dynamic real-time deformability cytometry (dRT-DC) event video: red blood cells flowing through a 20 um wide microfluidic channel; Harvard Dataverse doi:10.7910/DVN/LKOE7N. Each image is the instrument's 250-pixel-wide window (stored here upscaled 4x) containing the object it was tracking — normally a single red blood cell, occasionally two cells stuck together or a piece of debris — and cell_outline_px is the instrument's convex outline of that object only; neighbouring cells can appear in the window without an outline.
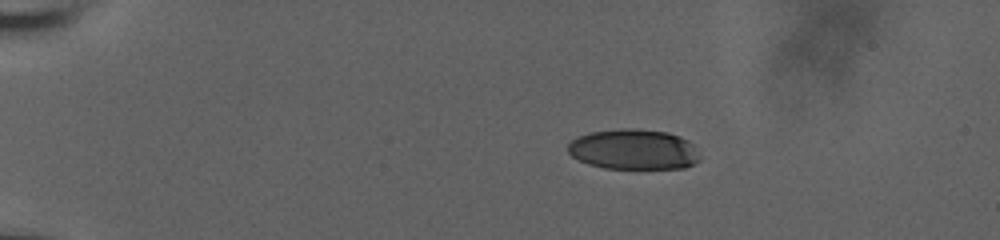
{"species": "human", "species_latin": "Homo sapiens", "temperature_condition": "room temperature", "stored_images_in_passage": 47, "camera_frame_rate_fps": 3000, "um_per_image_px": 0.085, "donor": {"sex": "male"}, "frame": {"image": 1, "passage_image": 1, "time_ms": 0.0, "image_size_px": [1000, 240], "cell_outline_px": [[700, 160], [684, 168], [604, 168], [588, 164], [572, 156], [568, 152], [568, 144], [576, 136], [588, 132], [620, 128], [636, 128], [668, 132], [680, 136], [688, 140], [692, 144]], "centroid_in_image_um": [53.82, 12.68], "position_along_channel_um": 31.2, "area_um2": 31.1}}
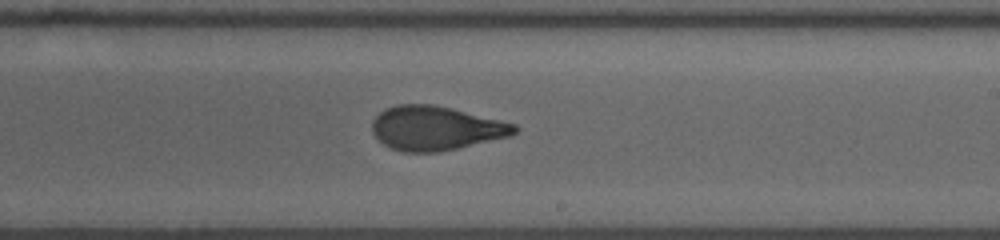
{"frame": {"image": 2, "passage_image": 26, "time_ms": 8.333, "image_size_px": [1000, 240], "cell_outline_px": [[520, 128], [512, 136], [440, 152], [404, 152], [392, 148], [384, 144], [372, 132], [372, 120], [384, 108], [400, 104], [432, 104], [500, 120], [516, 124]], "centroid_in_image_um": [37.05, 10.9], "position_along_channel_um": 251.9, "area_um2": 36.53}}
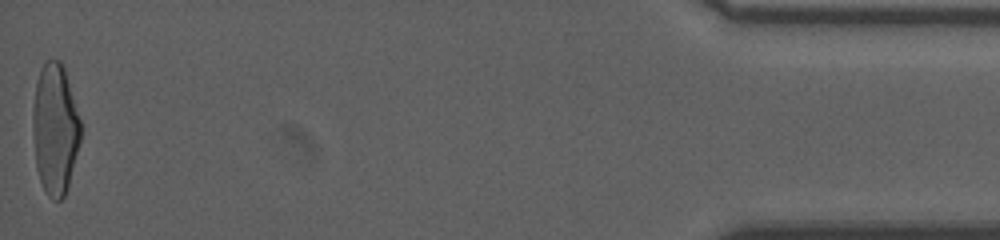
{"frame": {"image": 3, "passage_image": 47, "time_ms": 15.333, "image_size_px": [1000, 240], "cell_outline_px": [[80, 140], [68, 188], [64, 196], [60, 200], [52, 200], [48, 196], [40, 180], [36, 168], [32, 132], [32, 112], [36, 80], [44, 64], [48, 60], [60, 60], [64, 64], [80, 120]], "centroid_in_image_um": [4.67, 10.96], "position_along_channel_um": 430.5, "area_um2": 36.65}, "authors_computed_cell_mechanics": {"area_um2": 36.4718, "velocity_mm_per_s": 3.7542, "shape_relaxation_time_tau1_ms": 7.1697, "shape_relaxation_time_tau2_ms": 1.3035, "deformation_change_tau1": 0.2318, "deformation_change_tau2": 0.0817}}